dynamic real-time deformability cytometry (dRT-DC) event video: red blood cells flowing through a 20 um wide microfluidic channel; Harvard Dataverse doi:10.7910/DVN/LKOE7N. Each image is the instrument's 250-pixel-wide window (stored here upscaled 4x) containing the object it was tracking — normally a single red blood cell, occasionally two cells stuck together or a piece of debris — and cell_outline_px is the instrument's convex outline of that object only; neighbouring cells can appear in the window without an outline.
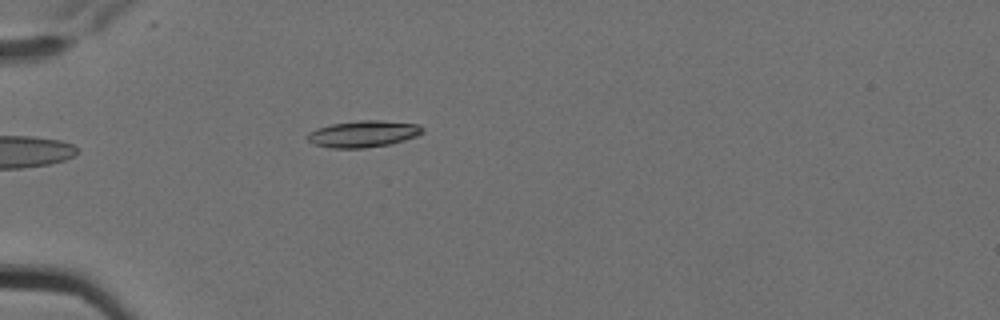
{"species": "Egyptian fruit bat (a non-hibernating species)", "species_latin": "Rousettus aegyptiacus", "temperature_condition": "cold", "stored_images_in_passage": 6, "camera_frame_rate_fps": 3000, "um_per_image_px": 0.085, "animal": {"sex": "female"}, "frame": {"image": 1, "passage_image": 2, "time_ms": 0.333, "image_size_px": [1000, 320], "cell_outline_px": [[424, 132], [416, 136], [392, 144], [364, 148], [332, 148], [316, 144], [308, 140], [304, 136], [308, 132], [316, 128], [332, 124], [360, 120], [380, 120], [420, 124], [424, 128]], "centroid_in_image_um": [30.89, 11.37], "position_along_channel_um": 54.1, "area_um2": 17.98}}
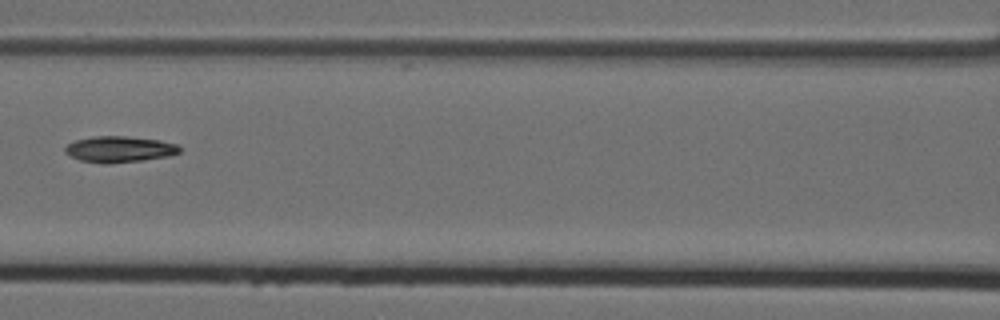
{"frame": {"image": 2, "passage_image": 5, "time_ms": 1.333, "image_size_px": [1000, 320], "cell_outline_px": [[180, 152], [168, 156], [144, 160], [108, 164], [104, 164], [80, 160], [64, 152], [64, 148], [68, 144], [76, 140], [92, 136], [124, 136], [160, 140], [176, 144], [180, 148]], "centroid_in_image_um": [10.14, 12.69], "position_along_channel_um": 156.5, "area_um2": 17.4}}